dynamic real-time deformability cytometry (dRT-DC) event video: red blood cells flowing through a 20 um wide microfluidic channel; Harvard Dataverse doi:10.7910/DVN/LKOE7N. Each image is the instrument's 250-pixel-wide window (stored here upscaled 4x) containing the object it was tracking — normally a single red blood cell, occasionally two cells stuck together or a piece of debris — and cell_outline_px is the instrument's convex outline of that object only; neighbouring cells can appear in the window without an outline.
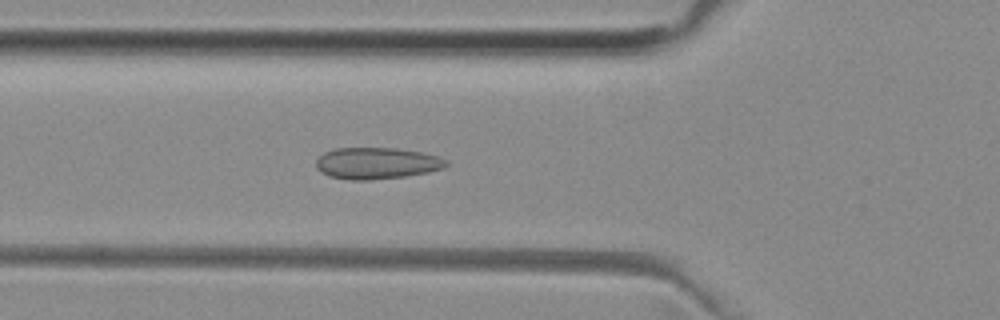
{"species": "common noctule bat (a hibernating species)", "species_latin": "Nyctalus noctula", "temperature_condition": "room temperature", "stored_images_in_passage": 44, "camera_frame_rate_fps": 3000, "um_per_image_px": 0.085, "animal": {"sex": "female", "body_mass_g": 29.2, "forearm_length_mm": 56.3}, "frame": {"image": 1, "passage_image": 16, "time_ms": 5.0, "image_size_px": [1000, 320], "cell_outline_px": [[448, 164], [444, 168], [428, 172], [404, 176], [368, 180], [348, 180], [328, 176], [320, 172], [316, 168], [316, 160], [324, 152], [336, 148], [396, 148], [420, 152], [440, 156], [448, 160]], "centroid_in_image_um": [32.01, 13.87], "position_along_channel_um": 93.8, "area_um2": 24.04}}
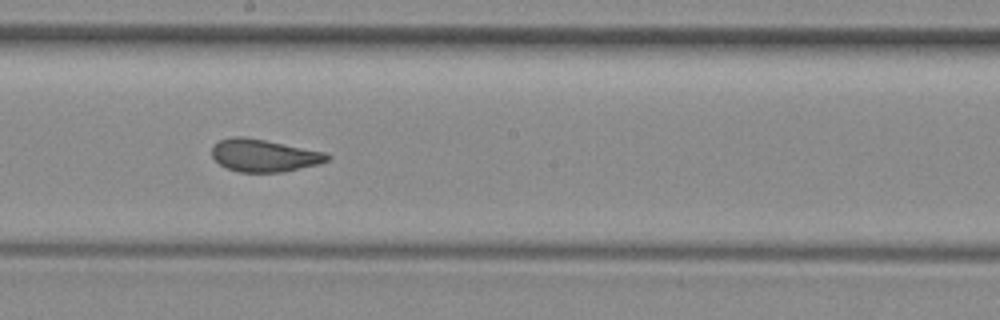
{"frame": {"image": 2, "passage_image": 26, "time_ms": 8.333, "image_size_px": [1000, 320], "cell_outline_px": [[332, 156], [328, 160], [320, 164], [284, 172], [240, 172], [228, 168], [220, 164], [212, 156], [212, 144], [220, 140], [236, 136], [244, 136], [328, 152]], "centroid_in_image_um": [22.49, 13.21], "position_along_channel_um": 225.7, "area_um2": 22.02}}
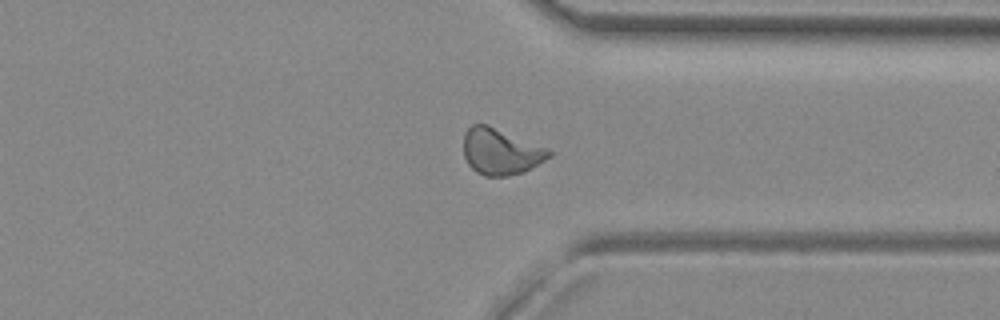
{"frame": {"image": 3, "passage_image": 37, "time_ms": 12.0, "image_size_px": [1000, 320], "cell_outline_px": [[552, 156], [524, 172], [508, 176], [484, 176], [476, 172], [468, 164], [464, 156], [464, 132], [472, 124], [488, 124], [548, 148], [552, 152]], "centroid_in_image_um": [42.56, 12.88], "position_along_channel_um": 368.8, "area_um2": 23.18}, "authors_computed_cell_mechanics": {"area_um2": 22.3975, "velocity_mm_per_s": 3.9576, "shape_relaxation_time_tau1_ms": 11.2343, "shape_relaxation_time_tau2_ms": 1.0814, "deformation_change_tau1": 0.2047, "deformation_change_tau2": 0.0452}}